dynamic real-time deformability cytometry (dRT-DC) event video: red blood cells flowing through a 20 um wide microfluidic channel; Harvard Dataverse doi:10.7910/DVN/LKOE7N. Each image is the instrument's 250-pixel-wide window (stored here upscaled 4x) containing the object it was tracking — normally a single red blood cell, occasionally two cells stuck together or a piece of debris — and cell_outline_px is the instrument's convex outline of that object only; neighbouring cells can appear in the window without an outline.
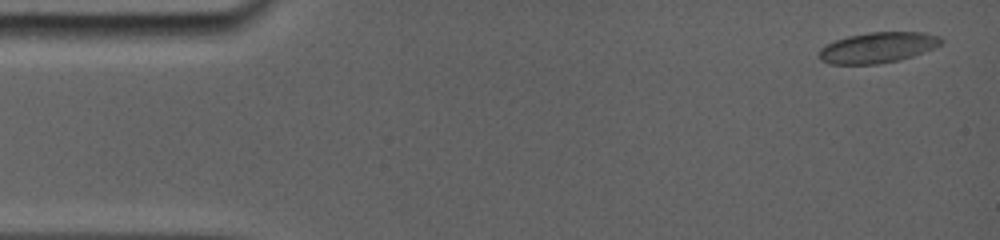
{"species": "common noctule bat (a hibernating species)", "species_latin": "Nyctalus noctula", "temperature_condition": "room temperature", "stored_images_in_passage": 33, "camera_frame_rate_fps": 5000, "um_per_image_px": 0.085, "animal": {"sex": "female", "body_mass_g": 19.0, "forearm_length_mm": 56.7}, "frame": {"image": 1, "passage_image": 1, "time_ms": 0.0, "image_size_px": [1000, 240], "cell_outline_px": [[944, 40], [940, 44], [932, 48], [912, 56], [900, 60], [876, 64], [828, 64], [820, 60], [820, 48], [836, 40], [848, 36], [868, 32], [924, 32], [940, 36]], "centroid_in_image_um": [74.61, 4.04], "position_along_channel_um": 10.4, "area_um2": 21.68}}
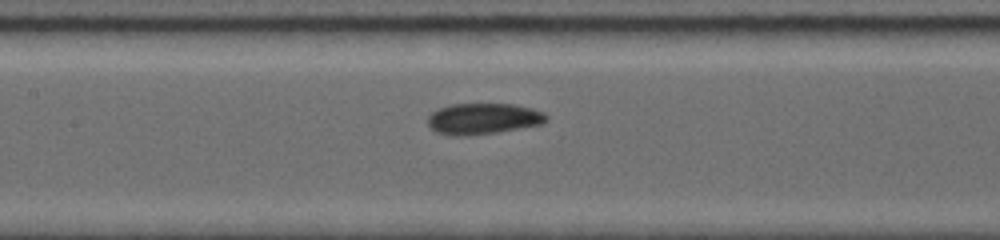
{"frame": {"image": 2, "passage_image": 14, "time_ms": 7.0, "image_size_px": [1000, 240], "cell_outline_px": [[548, 120], [540, 124], [492, 132], [440, 132], [432, 128], [428, 124], [428, 116], [432, 112], [448, 104], [512, 104], [532, 108], [544, 112], [548, 116]], "centroid_in_image_um": [41.14, 10.01], "position_along_channel_um": 166.3, "area_um2": 20.17}}
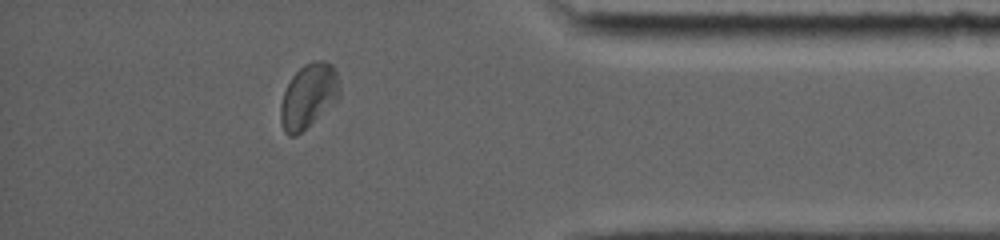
{"frame": {"image": 3, "passage_image": 28, "time_ms": 13.8, "image_size_px": [1000, 240], "cell_outline_px": [[340, 96], [336, 100], [296, 136], [288, 136], [284, 132], [280, 120], [280, 104], [284, 92], [292, 76], [304, 64], [312, 60], [324, 60], [332, 64], [336, 68], [340, 88]], "centroid_in_image_um": [26.22, 8.12], "position_along_channel_um": 409.0, "area_um2": 22.02}, "authors_computed_cell_mechanics": {"area_um2": 20.9236, "velocity_mm_per_s": 3.7986, "shape_relaxation_time_tau1_ms": null, "shape_relaxation_time_tau2_ms": 4.2521, "deformation_change_tau1": null, "deformation_change_tau2": 0.0604}}